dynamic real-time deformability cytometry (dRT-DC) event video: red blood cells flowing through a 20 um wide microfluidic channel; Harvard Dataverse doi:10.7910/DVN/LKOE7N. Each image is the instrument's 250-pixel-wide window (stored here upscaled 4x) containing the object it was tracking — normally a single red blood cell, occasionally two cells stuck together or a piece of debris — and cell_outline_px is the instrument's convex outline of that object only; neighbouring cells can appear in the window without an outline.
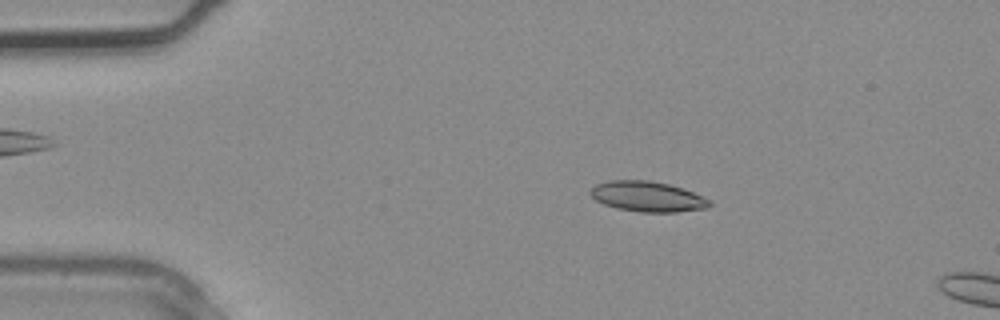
{"species": "common noctule bat (a hibernating species)", "species_latin": "Nyctalus noctula", "temperature_condition": "warm", "stored_images_in_passage": 3, "camera_frame_rate_fps": 3000, "um_per_image_px": 0.085, "animal": {"sex": "male", "body_mass_g": 20.4}, "frame": {"image": 1, "passage_image": 1, "time_ms": 0.0, "image_size_px": [1000, 320], "cell_outline_px": [[712, 204], [708, 208], [676, 212], [640, 212], [616, 208], [604, 204], [596, 200], [588, 192], [596, 184], [608, 180], [648, 180], [668, 184], [692, 192], [712, 200]], "centroid_in_image_um": [55.04, 16.71], "position_along_channel_um": 30.0, "area_um2": 21.04}}